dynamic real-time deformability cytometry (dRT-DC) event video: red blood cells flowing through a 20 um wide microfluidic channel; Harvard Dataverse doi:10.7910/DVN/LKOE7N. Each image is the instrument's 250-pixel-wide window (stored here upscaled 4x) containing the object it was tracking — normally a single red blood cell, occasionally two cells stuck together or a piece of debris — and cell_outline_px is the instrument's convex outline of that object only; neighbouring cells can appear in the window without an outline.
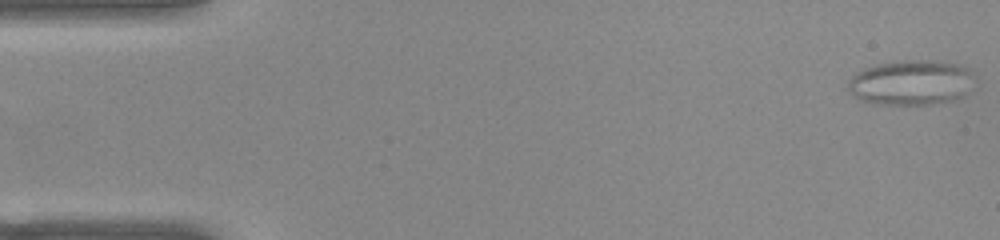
{"species": "common noctule bat (a hibernating species)", "species_latin": "Nyctalus noctula", "temperature_condition": "warm", "stored_images_in_passage": 52, "camera_frame_rate_fps": 3000, "um_per_image_px": 0.085, "animal": {"sex": "female", "body_mass_g": 22.0, "forearm_length_mm": 56.7}, "frame": {"image": 1, "passage_image": 1, "time_ms": 0.0, "image_size_px": [1000, 240], "cell_outline_px": [[968, 72], [964, 92], [956, 100], [932, 104], [872, 104], [860, 100], [848, 92], [848, 80], [852, 76], [864, 68], [896, 60], [932, 60], [956, 64], [968, 68]], "centroid_in_image_um": [77.29, 7.02], "position_along_channel_um": 7.7, "area_um2": 32.48}}
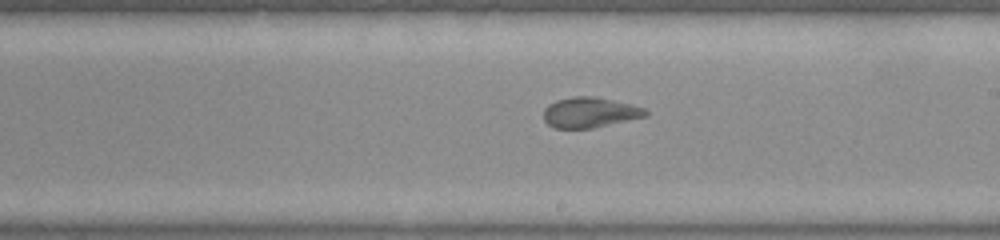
{"frame": {"image": 2, "passage_image": 29, "time_ms": 9.333, "image_size_px": [1000, 240], "cell_outline_px": [[648, 116], [592, 128], [556, 128], [548, 124], [544, 120], [544, 108], [548, 104], [556, 100], [572, 96], [596, 96], [644, 108], [648, 112]], "centroid_in_image_um": [50.11, 9.55], "position_along_channel_um": 238.9, "area_um2": 17.98}}
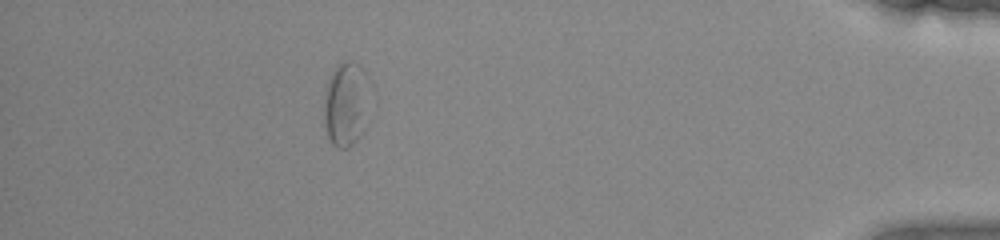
{"frame": {"image": 3, "passage_image": 46, "time_ms": 15.0, "image_size_px": [1000, 240], "cell_outline_px": [[364, 132], [348, 148], [336, 148], [332, 144], [328, 136], [324, 120], [324, 100], [328, 84], [336, 68], [344, 60], [352, 60], [360, 64], [364, 72]], "centroid_in_image_um": [29.34, 8.9], "position_along_channel_um": 405.9, "area_um2": 21.21}}